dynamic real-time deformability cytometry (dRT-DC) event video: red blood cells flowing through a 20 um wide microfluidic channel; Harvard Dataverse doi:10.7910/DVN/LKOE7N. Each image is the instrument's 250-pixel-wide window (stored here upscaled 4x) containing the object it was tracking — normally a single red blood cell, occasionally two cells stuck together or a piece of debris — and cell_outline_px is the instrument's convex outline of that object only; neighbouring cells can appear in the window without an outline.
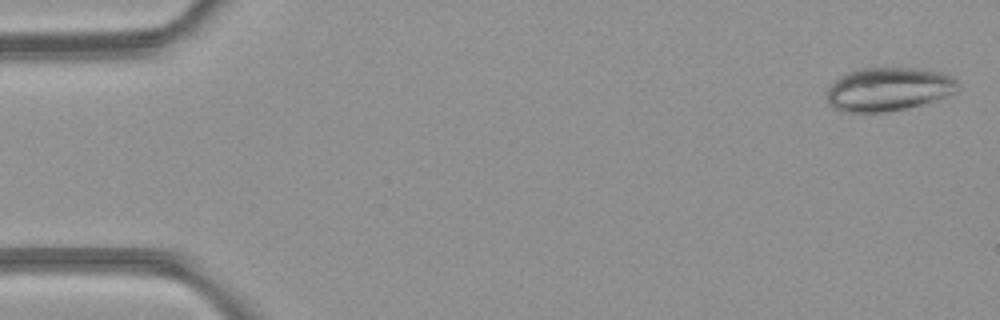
{"species": "common noctule bat (a hibernating species)", "species_latin": "Nyctalus noctula", "temperature_condition": "room temperature", "stored_images_in_passage": 6, "camera_frame_rate_fps": 3000, "um_per_image_px": 0.085, "animal": {"sex": "female", "body_mass_g": 21.9}, "frame": {"image": 1, "passage_image": 1, "time_ms": 0.0, "image_size_px": [1000, 320], "cell_outline_px": [[960, 88], [956, 92], [920, 104], [904, 108], [884, 112], [840, 112], [832, 108], [828, 104], [828, 84], [840, 76], [848, 72], [860, 68], [920, 68], [940, 72], [952, 76], [956, 80]], "centroid_in_image_um": [75.47, 7.57], "position_along_channel_um": 9.5, "area_um2": 33.29}}
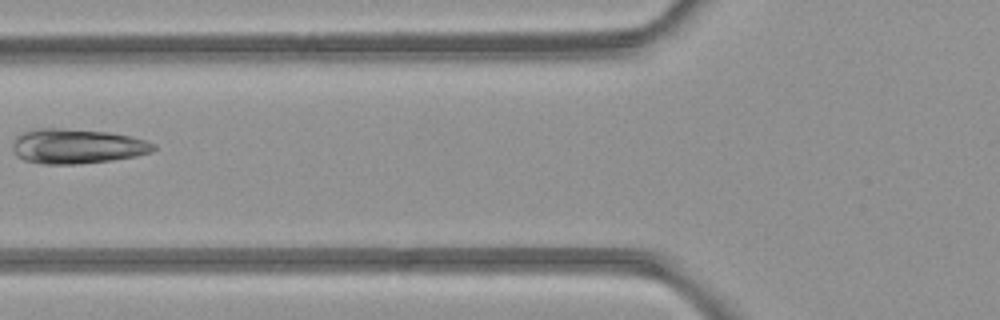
{"frame": {"image": 2, "passage_image": 6, "time_ms": 6.0, "image_size_px": [1000, 320], "cell_outline_px": [[156, 148], [152, 152], [136, 156], [112, 160], [80, 164], [44, 164], [24, 160], [16, 156], [12, 152], [12, 144], [16, 136], [20, 132], [36, 128], [60, 128], [108, 132], [128, 136], [144, 140], [156, 144]], "centroid_in_image_um": [6.49, 12.43], "position_along_channel_um": 119.3, "area_um2": 28.78}}